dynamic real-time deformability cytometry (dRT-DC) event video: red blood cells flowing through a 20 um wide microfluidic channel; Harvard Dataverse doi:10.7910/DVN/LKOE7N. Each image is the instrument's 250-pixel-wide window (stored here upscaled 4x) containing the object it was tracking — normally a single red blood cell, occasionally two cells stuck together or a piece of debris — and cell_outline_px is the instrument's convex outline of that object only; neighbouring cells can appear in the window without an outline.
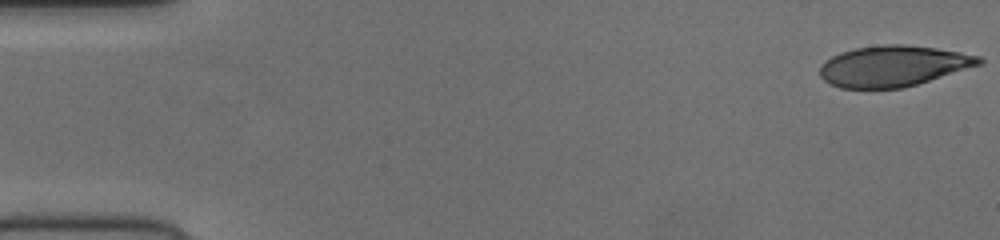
{"species": "human", "species_latin": "Homo sapiens", "temperature_condition": "cold", "stored_images_in_passage": 52, "camera_frame_rate_fps": 3000, "um_per_image_px": 0.085, "donor": {"sex": "female"}, "frame": {"image": 1, "passage_image": 1, "time_ms": 0.0, "image_size_px": [1000, 240], "cell_outline_px": [[984, 64], [904, 88], [840, 88], [828, 84], [820, 76], [820, 64], [824, 60], [840, 52], [856, 48], [884, 44], [904, 44], [936, 48], [960, 52], [980, 56], [984, 60]], "centroid_in_image_um": [75.93, 5.61], "position_along_channel_um": 9.1, "area_um2": 38.21}}
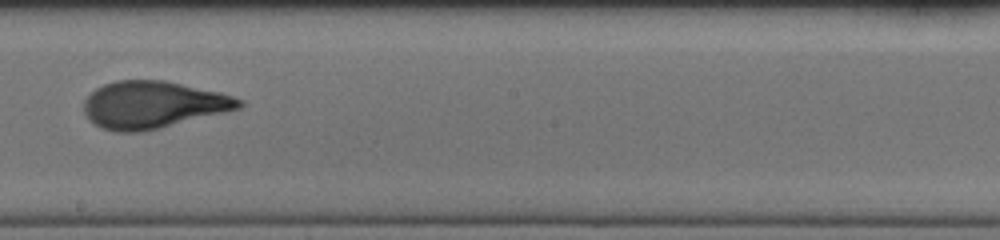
{"frame": {"image": 2, "passage_image": 30, "time_ms": 9.667, "image_size_px": [1000, 240], "cell_outline_px": [[244, 104], [240, 108], [144, 132], [116, 132], [100, 128], [84, 112], [84, 100], [96, 88], [104, 84], [116, 80], [164, 80], [220, 92], [244, 100]], "centroid_in_image_um": [13.0, 8.9], "position_along_channel_um": 235.2, "area_um2": 42.48}}
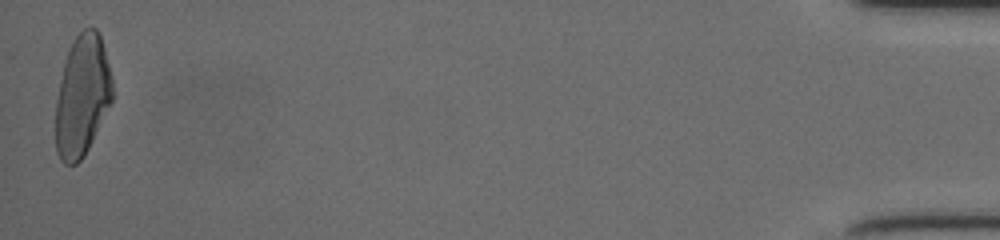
{"frame": {"image": 3, "passage_image": 52, "time_ms": 17.0, "image_size_px": [1000, 240], "cell_outline_px": [[112, 100], [84, 156], [76, 164], [64, 164], [60, 160], [56, 152], [56, 100], [60, 80], [64, 64], [72, 40], [84, 28], [96, 28], [100, 36], [104, 48], [112, 80]], "centroid_in_image_um": [6.97, 8.15], "position_along_channel_um": 428.2, "area_um2": 39.65}}